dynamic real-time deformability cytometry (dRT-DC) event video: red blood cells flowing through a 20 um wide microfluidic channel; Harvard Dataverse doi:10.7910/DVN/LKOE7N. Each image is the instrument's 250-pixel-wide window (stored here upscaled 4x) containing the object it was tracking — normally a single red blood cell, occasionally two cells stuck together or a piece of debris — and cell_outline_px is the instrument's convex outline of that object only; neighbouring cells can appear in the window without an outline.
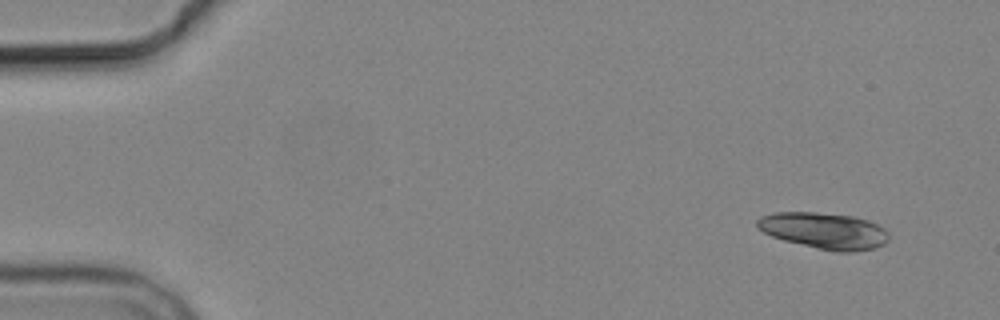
{"species": "common noctule bat (a hibernating species)", "species_latin": "Nyctalus noctula", "temperature_condition": "cold", "stored_images_in_passage": 4, "camera_frame_rate_fps": 3000, "um_per_image_px": 0.085, "animal": {"sex": "male", "body_mass_g": 19.2, "forearm_length_mm": 51.8}, "frame": {"image": 1, "passage_image": 1, "time_ms": 0.0, "image_size_px": [1000, 320], "cell_outline_px": [[888, 240], [884, 244], [876, 248], [852, 252], [836, 252], [816, 248], [784, 240], [772, 236], [756, 228], [756, 220], [760, 216], [776, 212], [816, 212], [852, 216], [868, 220], [884, 228], [888, 232]], "centroid_in_image_um": [70.05, 19.61], "position_along_channel_um": 15.0, "area_um2": 27.98}}